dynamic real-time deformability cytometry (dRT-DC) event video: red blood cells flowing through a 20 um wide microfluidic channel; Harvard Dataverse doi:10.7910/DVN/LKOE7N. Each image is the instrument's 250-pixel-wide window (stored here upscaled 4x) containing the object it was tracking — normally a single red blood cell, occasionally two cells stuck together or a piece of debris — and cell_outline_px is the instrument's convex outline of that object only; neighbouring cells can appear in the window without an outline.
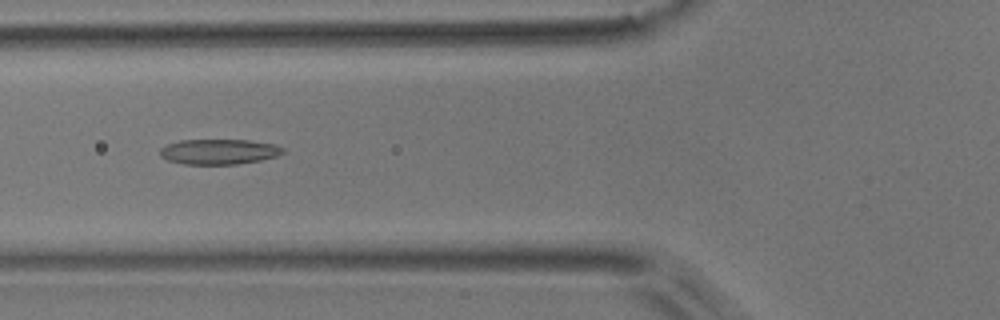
{"species": "common noctule bat (a hibernating species)", "species_latin": "Nyctalus noctula", "temperature_condition": "room temperature", "stored_images_in_passage": 8, "camera_frame_rate_fps": 3000, "um_per_image_px": 0.085, "animal": {"sex": "male", "body_mass_g": 17.9}, "frame": {"image": 1, "passage_image": 6, "time_ms": 1.667, "image_size_px": [1000, 320], "cell_outline_px": [[284, 152], [276, 156], [260, 160], [236, 164], [184, 164], [168, 160], [160, 156], [160, 148], [168, 144], [180, 140], [248, 140], [276, 144], [284, 148]], "centroid_in_image_um": [18.61, 12.89], "position_along_channel_um": 107.2, "area_um2": 18.03}}
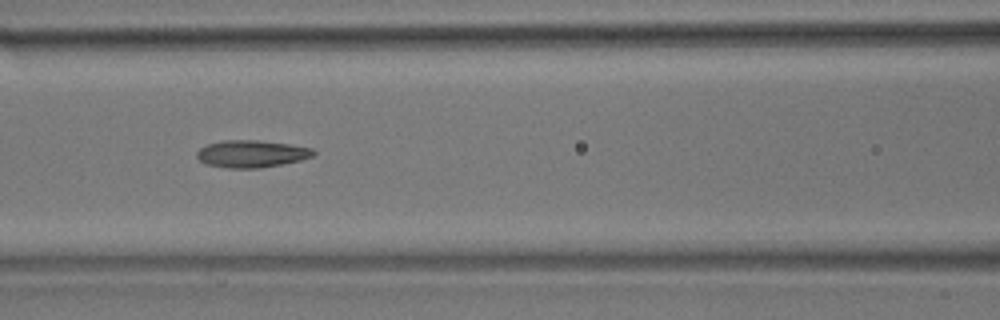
{"frame": {"image": 2, "passage_image": 7, "time_ms": 2.0, "image_size_px": [1000, 320], "cell_outline_px": [[316, 152], [312, 156], [300, 160], [260, 168], [228, 168], [208, 164], [200, 160], [196, 156], [196, 152], [200, 148], [208, 144], [224, 140], [256, 140], [288, 144], [312, 148]], "centroid_in_image_um": [21.37, 13.07], "position_along_channel_um": 145.2, "area_um2": 18.26}}
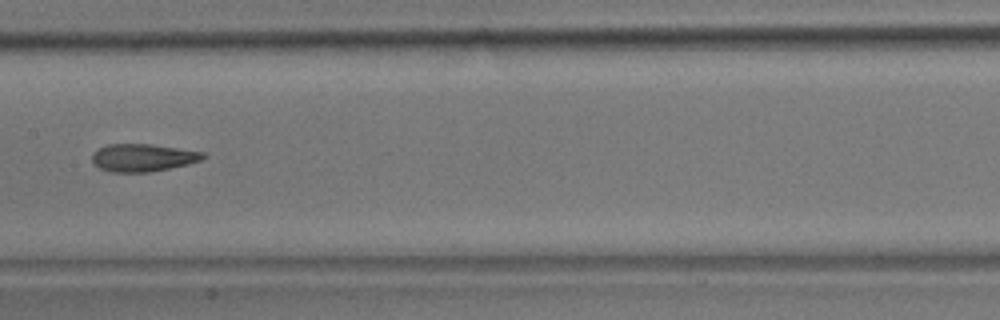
{"frame": {"image": 3, "passage_image": 8, "time_ms": 2.333, "image_size_px": [1000, 320], "cell_outline_px": [[204, 156], [200, 160], [188, 164], [148, 172], [112, 172], [100, 168], [92, 160], [92, 152], [108, 144], [148, 144], [204, 152]], "centroid_in_image_um": [12.1, 13.4], "position_along_channel_um": 195.3, "area_um2": 17.51}}